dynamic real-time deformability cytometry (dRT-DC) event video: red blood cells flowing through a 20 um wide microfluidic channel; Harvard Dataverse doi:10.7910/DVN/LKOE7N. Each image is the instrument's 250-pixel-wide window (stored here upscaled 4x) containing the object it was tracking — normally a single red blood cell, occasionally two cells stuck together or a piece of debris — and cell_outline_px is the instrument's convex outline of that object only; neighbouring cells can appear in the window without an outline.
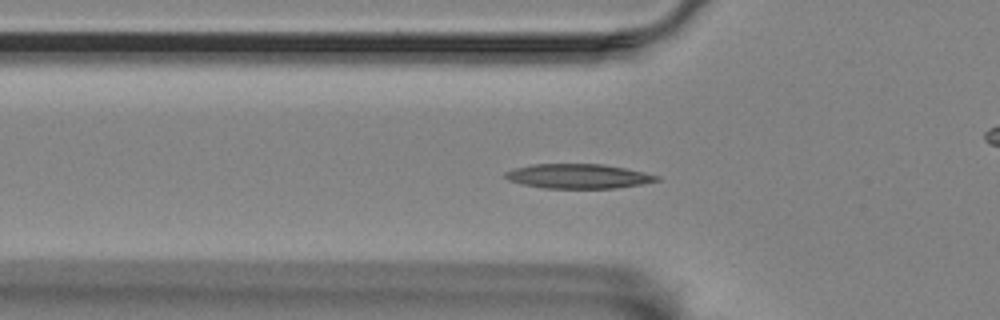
{"species": "Egyptian fruit bat (a non-hibernating species)", "species_latin": "Rousettus aegyptiacus", "temperature_condition": "room temperature", "stored_images_in_passage": 43, "camera_frame_rate_fps": 3000, "um_per_image_px": 0.085, "animal": {"sex": "female"}, "frame": {"image": 1, "passage_image": 4, "time_ms": 1.0, "image_size_px": [1000, 320], "cell_outline_px": [[660, 180], [644, 184], [616, 188], [544, 188], [520, 184], [508, 180], [504, 176], [504, 172], [516, 168], [532, 164], [604, 164], [644, 172], [660, 176]], "centroid_in_image_um": [49.16, 14.98], "position_along_channel_um": 76.6, "area_um2": 21.73}}
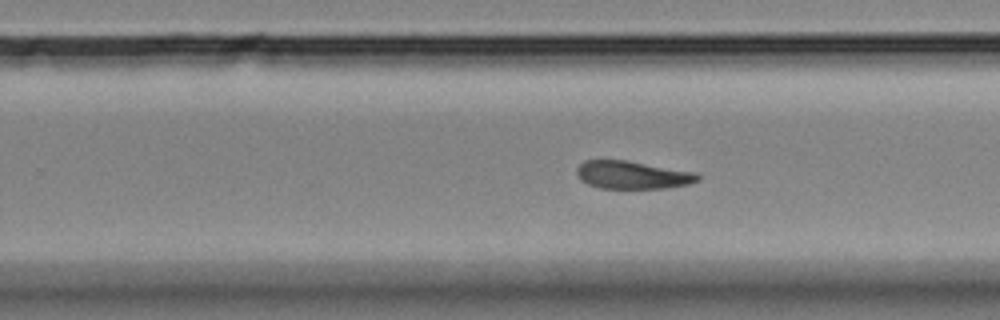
{"frame": {"image": 2, "passage_image": 21, "time_ms": 6.667, "image_size_px": [1000, 320], "cell_outline_px": [[700, 180], [688, 184], [668, 188], [600, 188], [588, 184], [580, 180], [576, 172], [576, 168], [584, 160], [628, 160], [696, 172], [700, 176]], "centroid_in_image_um": [53.76, 14.86], "position_along_channel_um": 276.0, "area_um2": 19.83}}
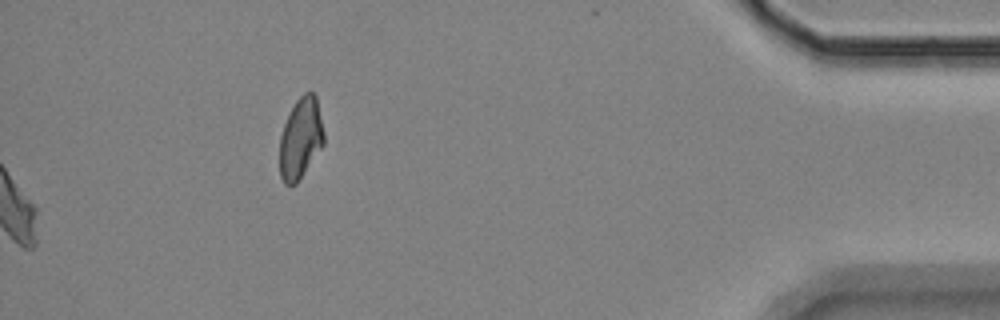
{"frame": {"image": 3, "passage_image": 43, "time_ms": 14.0, "image_size_px": [1000, 320], "cell_outline_px": [[324, 144], [296, 184], [284, 184], [280, 176], [280, 136], [284, 124], [296, 100], [304, 92], [312, 92], [316, 96], [324, 132]], "centroid_in_image_um": [25.55, 11.76], "position_along_channel_um": 409.6, "area_um2": 20.69}}